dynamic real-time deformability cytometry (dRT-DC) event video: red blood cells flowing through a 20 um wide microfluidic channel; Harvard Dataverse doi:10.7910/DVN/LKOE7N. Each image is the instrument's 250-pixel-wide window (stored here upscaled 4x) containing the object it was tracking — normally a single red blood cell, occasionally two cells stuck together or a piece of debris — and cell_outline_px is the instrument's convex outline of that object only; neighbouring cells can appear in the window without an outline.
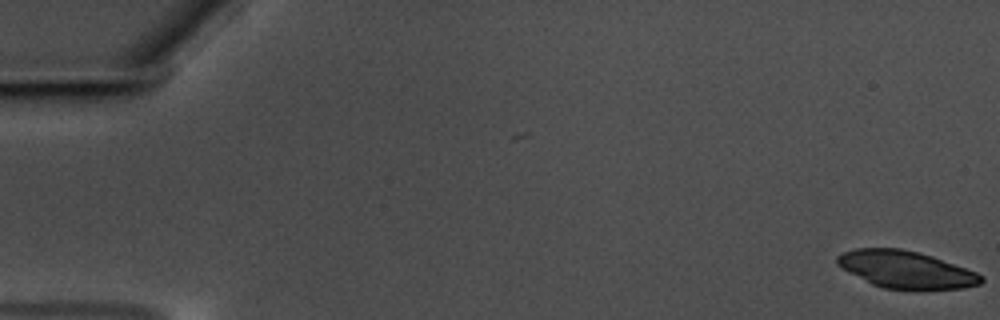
{"species": "common noctule bat (a hibernating species)", "species_latin": "Nyctalus noctula", "temperature_condition": "warm", "stored_images_in_passage": 59, "camera_frame_rate_fps": 3000, "um_per_image_px": 0.085, "animal": {"sex": "male", "body_mass_g": 17.5, "forearm_length_mm": 52.3}, "frame": {"image": 1, "passage_image": 1, "time_ms": 0.0, "image_size_px": [1000, 320], "cell_outline_px": [[984, 280], [980, 284], [964, 288], [920, 292], [916, 292], [884, 288], [872, 284], [848, 272], [836, 264], [836, 256], [844, 252], [856, 248], [900, 248], [932, 256], [976, 272], [984, 276]], "centroid_in_image_um": [77.03, 22.96], "position_along_channel_um": 8.0, "area_um2": 31.91}}